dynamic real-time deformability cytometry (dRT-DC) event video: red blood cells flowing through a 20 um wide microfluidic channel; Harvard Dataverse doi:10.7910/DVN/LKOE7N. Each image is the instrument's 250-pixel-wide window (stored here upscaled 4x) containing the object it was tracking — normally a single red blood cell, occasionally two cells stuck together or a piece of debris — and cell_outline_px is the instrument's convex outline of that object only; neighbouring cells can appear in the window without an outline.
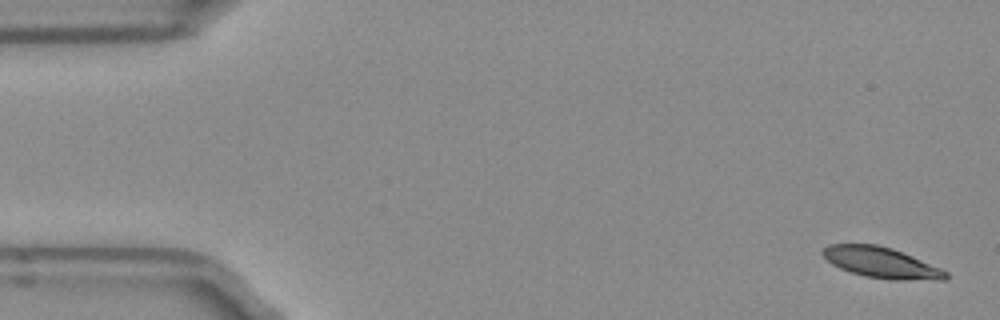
{"species": "Egyptian fruit bat (a non-hibernating species)", "species_latin": "Rousettus aegyptiacus", "temperature_condition": "room temperature", "stored_images_in_passage": 4, "camera_frame_rate_fps": 3000, "um_per_image_px": 0.085, "frame": {"image": 1, "passage_image": 1, "time_ms": 0.0, "image_size_px": [1000, 320], "cell_outline_px": [[948, 280], [892, 280], [864, 276], [840, 268], [832, 264], [820, 252], [828, 244], [876, 244], [892, 248], [912, 256], [940, 268], [948, 272]], "centroid_in_image_um": [74.92, 22.33], "position_along_channel_um": 10.1, "area_um2": 22.02}}
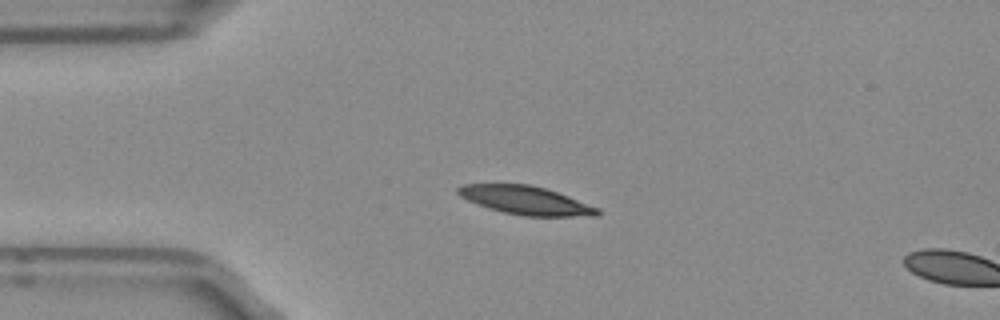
{"frame": {"image": 2, "passage_image": 3, "time_ms": 0.667, "image_size_px": [1000, 320], "cell_outline_px": [[600, 212], [596, 216], [524, 216], [504, 212], [488, 208], [468, 200], [460, 196], [456, 192], [456, 188], [464, 184], [528, 184], [544, 188], [568, 196], [600, 208]], "centroid_in_image_um": [44.68, 17.03], "position_along_channel_um": 40.3, "area_um2": 22.95}}